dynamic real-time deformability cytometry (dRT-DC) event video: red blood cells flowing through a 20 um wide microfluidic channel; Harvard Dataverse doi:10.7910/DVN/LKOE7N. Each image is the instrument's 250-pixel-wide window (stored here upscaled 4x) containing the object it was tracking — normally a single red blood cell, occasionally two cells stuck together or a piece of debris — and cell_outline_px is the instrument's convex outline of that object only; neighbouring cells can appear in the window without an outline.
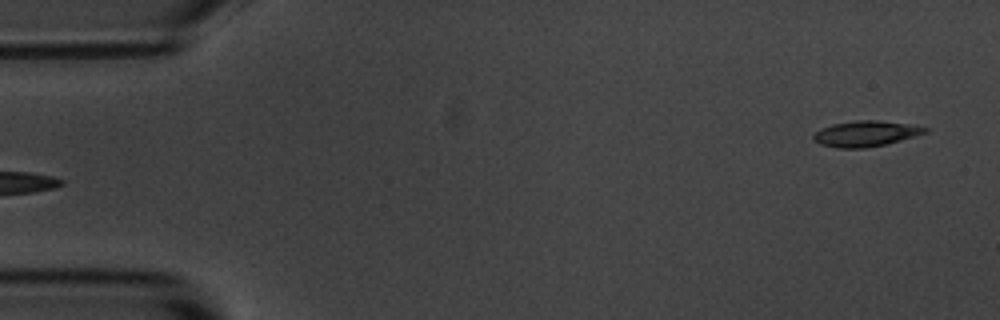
{"species": "common noctule bat (a hibernating species)", "species_latin": "Nyctalus noctula", "temperature_condition": "room temperature", "stored_images_in_passage": 5, "camera_frame_rate_fps": 3000, "um_per_image_px": 0.085, "animal": {"sex": "male", "body_mass_g": 20.1, "forearm_length_mm": 53.5}, "frame": {"image": 1, "passage_image": 5, "time_ms": 5.667, "image_size_px": [1000, 320], "cell_outline_px": [[928, 132], [900, 140], [884, 144], [864, 148], [836, 148], [820, 144], [812, 140], [812, 136], [816, 132], [832, 124], [856, 120], [876, 120], [916, 124], [928, 128]], "centroid_in_image_um": [73.6, 11.35], "position_along_channel_um": 11.4, "area_um2": 16.7}}